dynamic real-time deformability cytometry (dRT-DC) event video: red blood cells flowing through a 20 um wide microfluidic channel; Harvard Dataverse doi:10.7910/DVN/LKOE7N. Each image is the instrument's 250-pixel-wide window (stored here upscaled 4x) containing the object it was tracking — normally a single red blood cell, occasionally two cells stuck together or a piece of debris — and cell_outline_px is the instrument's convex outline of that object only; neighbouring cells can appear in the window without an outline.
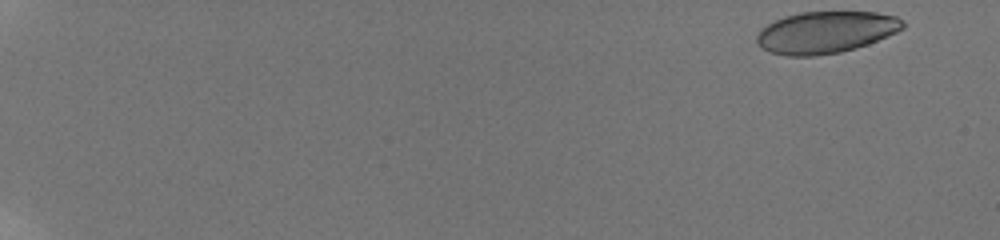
{"species": "human", "species_latin": "Homo sapiens", "temperature_condition": "room temperature", "stored_images_in_passage": 19, "camera_frame_rate_fps": 3000, "um_per_image_px": 0.085, "donor": {"sex": "male"}, "frame": {"image": 1, "passage_image": 1, "time_ms": 0.0, "image_size_px": [1000, 240], "cell_outline_px": [[904, 28], [896, 32], [868, 44], [856, 48], [840, 52], [812, 56], [788, 56], [768, 52], [756, 44], [756, 36], [760, 28], [784, 16], [800, 12], [876, 12], [896, 16], [904, 20]], "centroid_in_image_um": [70.16, 2.74], "position_along_channel_um": 14.8, "area_um2": 35.78}}
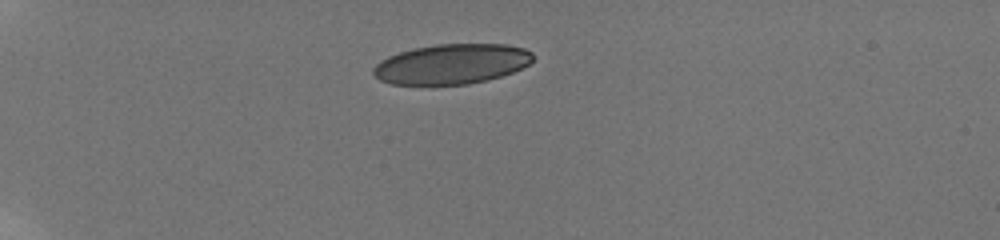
{"frame": {"image": 2, "passage_image": 9, "time_ms": 5.0, "image_size_px": [1000, 240], "cell_outline_px": [[536, 56], [528, 64], [512, 72], [488, 80], [468, 84], [392, 84], [380, 80], [372, 72], [372, 68], [380, 60], [388, 56], [412, 48], [436, 44], [508, 44], [524, 48], [532, 52]], "centroid_in_image_um": [38.4, 5.43], "position_along_channel_um": 46.6, "area_um2": 37.28}}
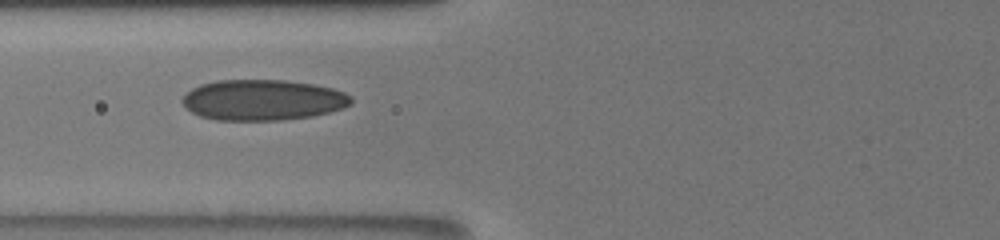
{"frame": {"image": 3, "passage_image": 14, "time_ms": 8.0, "image_size_px": [1000, 240], "cell_outline_px": [[352, 104], [328, 112], [312, 116], [280, 120], [216, 120], [200, 116], [192, 112], [180, 100], [192, 88], [200, 84], [216, 80], [284, 80], [312, 84], [332, 88], [344, 92], [352, 96]], "centroid_in_image_um": [22.33, 8.49], "position_along_channel_um": 103.5, "area_um2": 39.94}}